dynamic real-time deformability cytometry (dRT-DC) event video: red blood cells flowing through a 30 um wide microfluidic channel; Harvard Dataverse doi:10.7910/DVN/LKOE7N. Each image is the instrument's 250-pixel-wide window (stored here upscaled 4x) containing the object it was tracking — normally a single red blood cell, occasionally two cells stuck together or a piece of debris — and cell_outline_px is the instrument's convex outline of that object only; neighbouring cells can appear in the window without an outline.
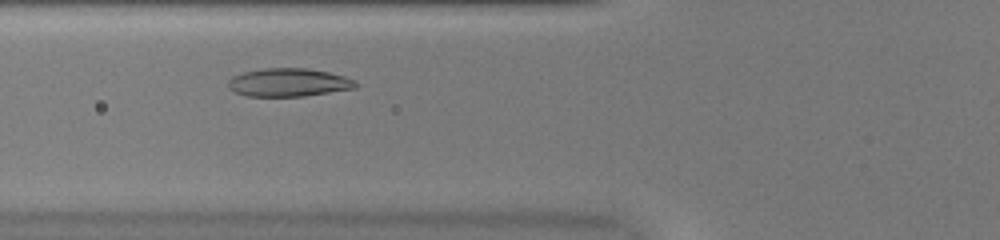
{"species": "common noctule bat (a hibernating species)", "species_latin": "Nyctalus noctula", "temperature_condition": "warm", "stored_images_in_passage": 31, "camera_frame_rate_fps": 3000, "um_per_image_px": 0.085, "animal": {"sex": "female", "body_mass_g": 20.0, "forearm_length_mm": 54.0}, "frame": {"image": 1, "passage_image": 7, "time_ms": 2.0, "image_size_px": [1000, 240], "cell_outline_px": [[356, 88], [304, 96], [248, 96], [232, 92], [228, 88], [228, 80], [232, 76], [244, 72], [264, 68], [308, 68], [328, 72], [344, 76], [356, 80]], "centroid_in_image_um": [24.5, 7.01], "position_along_channel_um": 101.3, "area_um2": 21.04}}
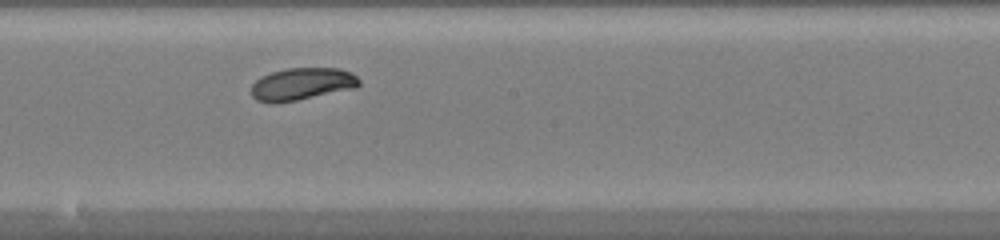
{"frame": {"image": 2, "passage_image": 16, "time_ms": 5.0, "image_size_px": [1000, 240], "cell_outline_px": [[360, 84], [356, 88], [296, 100], [256, 100], [252, 96], [252, 84], [260, 76], [272, 72], [288, 68], [340, 68], [352, 72], [360, 80]], "centroid_in_image_um": [25.74, 7.09], "position_along_channel_um": 222.5, "area_um2": 19.83}}
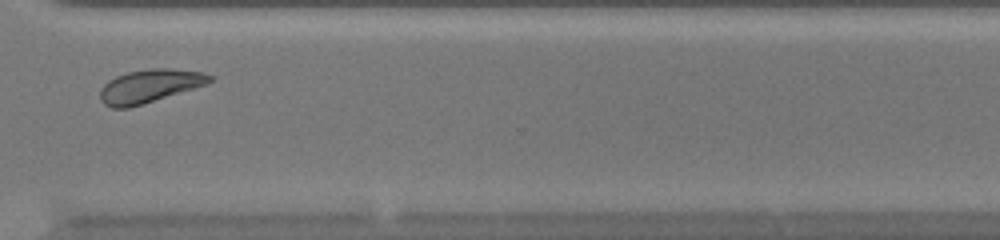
{"frame": {"image": 3, "passage_image": 26, "time_ms": 8.333, "image_size_px": [1000, 240], "cell_outline_px": [[212, 80], [208, 84], [128, 108], [112, 108], [104, 104], [100, 100], [100, 88], [108, 80], [116, 76], [128, 72], [152, 68], [168, 68], [204, 72], [212, 76]], "centroid_in_image_um": [12.7, 7.31], "position_along_channel_um": 357.9, "area_um2": 21.15}, "authors_computed_cell_mechanics": {"area_um2": 20.6346, "velocity_mm_per_s": 4.0514, "shape_relaxation_time_tau1_ms": 1.8798, "shape_relaxation_time_tau2_ms": null, "deformation_change_tau1": 0.0848, "deformation_change_tau2": null}}